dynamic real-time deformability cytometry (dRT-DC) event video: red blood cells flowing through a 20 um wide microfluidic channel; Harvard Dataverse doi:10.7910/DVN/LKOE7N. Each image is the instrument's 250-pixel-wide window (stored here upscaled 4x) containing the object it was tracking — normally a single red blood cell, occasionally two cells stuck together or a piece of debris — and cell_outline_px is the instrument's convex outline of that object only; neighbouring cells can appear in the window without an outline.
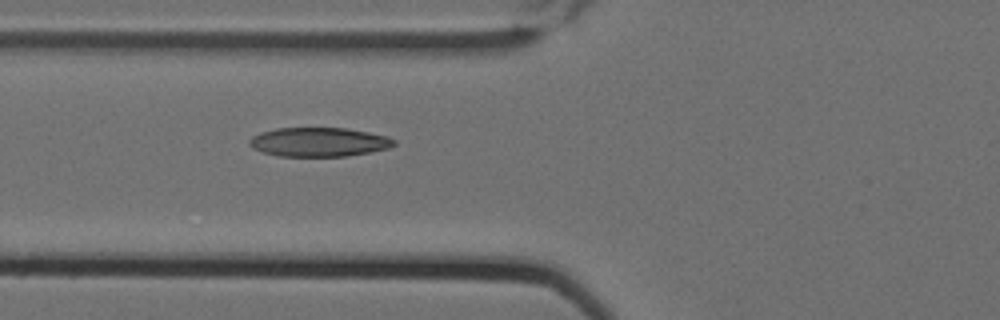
{"species": "Egyptian fruit bat (a non-hibernating species)", "species_latin": "Rousettus aegyptiacus", "temperature_condition": "cold", "stored_images_in_passage": 7, "camera_frame_rate_fps": 3000, "um_per_image_px": 0.085, "animal": {"sex": "female"}, "frame": {"image": 1, "passage_image": 7, "time_ms": 2.0, "image_size_px": [1000, 320], "cell_outline_px": [[396, 144], [388, 148], [348, 156], [280, 156], [264, 152], [252, 148], [248, 144], [248, 140], [252, 136], [260, 132], [276, 128], [348, 128], [388, 136], [396, 140]], "centroid_in_image_um": [27.1, 12.06], "position_along_channel_um": 98.7, "area_um2": 24.57}}